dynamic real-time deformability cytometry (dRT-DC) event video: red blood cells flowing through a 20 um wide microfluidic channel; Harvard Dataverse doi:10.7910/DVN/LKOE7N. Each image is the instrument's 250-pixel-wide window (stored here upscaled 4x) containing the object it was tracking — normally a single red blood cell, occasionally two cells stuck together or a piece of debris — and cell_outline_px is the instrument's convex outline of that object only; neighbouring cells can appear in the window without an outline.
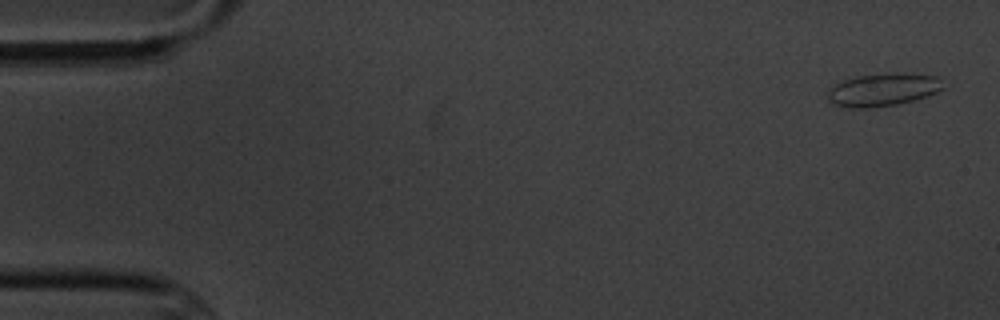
{"species": "common noctule bat (a hibernating species)", "species_latin": "Nyctalus noctula", "temperature_condition": "cold", "stored_images_in_passage": 5, "camera_frame_rate_fps": 3000, "um_per_image_px": 0.085, "animal": {"sex": "male", "body_mass_g": 20.1, "forearm_length_mm": 53.5}, "frame": {"image": 1, "passage_image": 1, "time_ms": 0.0, "image_size_px": [1000, 320], "cell_outline_px": [[944, 88], [928, 96], [916, 100], [900, 104], [868, 108], [848, 108], [836, 104], [828, 100], [828, 92], [836, 84], [844, 80], [856, 76], [896, 72], [904, 72], [940, 76]], "centroid_in_image_um": [75.13, 7.61], "position_along_channel_um": 9.9, "area_um2": 22.37}}
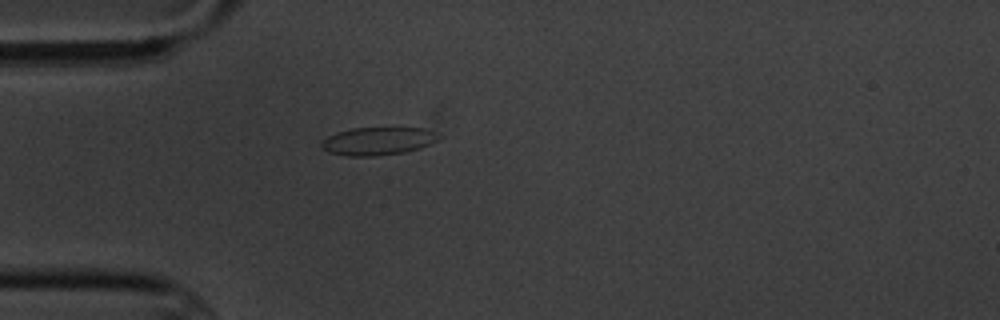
{"frame": {"image": 2, "passage_image": 5, "time_ms": 4.667, "image_size_px": [1000, 320], "cell_outline_px": [[444, 136], [420, 148], [404, 152], [372, 156], [348, 156], [328, 152], [320, 144], [328, 136], [336, 132], [352, 128], [424, 128]], "centroid_in_image_um": [32.13, 11.99], "position_along_channel_um": 52.9, "area_um2": 18.9}}